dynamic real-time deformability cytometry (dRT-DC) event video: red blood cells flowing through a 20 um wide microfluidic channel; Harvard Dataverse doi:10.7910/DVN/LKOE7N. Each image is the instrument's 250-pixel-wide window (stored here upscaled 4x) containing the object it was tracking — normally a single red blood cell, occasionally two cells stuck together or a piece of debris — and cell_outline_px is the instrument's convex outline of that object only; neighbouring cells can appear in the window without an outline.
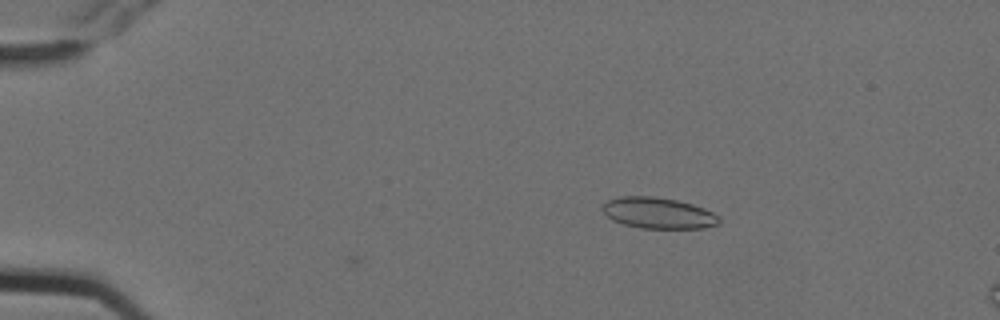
{"species": "Egyptian fruit bat (a non-hibernating species)", "species_latin": "Rousettus aegyptiacus", "temperature_condition": "cold", "stored_images_in_passage": 3, "camera_frame_rate_fps": 3000, "um_per_image_px": 0.085, "animal": {"sex": "female"}, "frame": {"image": 1, "passage_image": 3, "time_ms": 0.667, "image_size_px": [1000, 320], "cell_outline_px": [[720, 220], [716, 224], [704, 228], [640, 228], [624, 224], [612, 220], [600, 208], [608, 200], [620, 196], [652, 196], [676, 200], [692, 204], [704, 208], [720, 216]], "centroid_in_image_um": [55.94, 18.1], "position_along_channel_um": 29.1, "area_um2": 21.04}}